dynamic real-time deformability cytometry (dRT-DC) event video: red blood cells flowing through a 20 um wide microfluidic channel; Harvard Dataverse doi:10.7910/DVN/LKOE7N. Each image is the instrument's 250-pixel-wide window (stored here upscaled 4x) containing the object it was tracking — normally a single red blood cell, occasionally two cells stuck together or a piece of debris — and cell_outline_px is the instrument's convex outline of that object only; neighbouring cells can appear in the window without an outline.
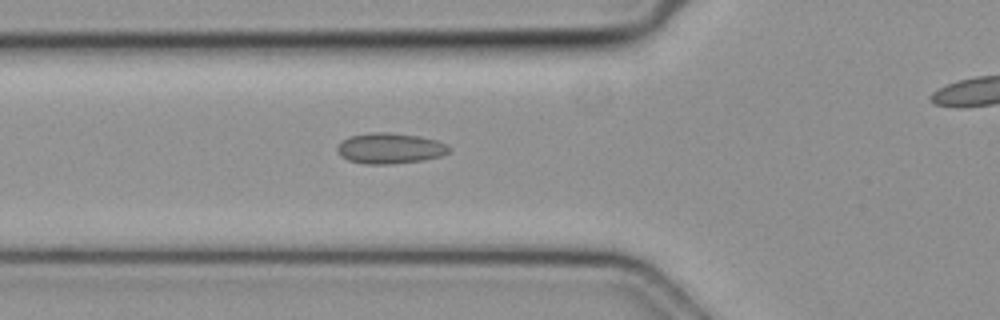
{"species": "common noctule bat (a hibernating species)", "species_latin": "Nyctalus noctula", "temperature_condition": "cold", "stored_images_in_passage": 27, "camera_frame_rate_fps": 3000, "um_per_image_px": 0.085, "animal": {"sex": "female", "body_mass_g": 19.3, "forearm_length_mm": 54.1}, "frame": {"image": 1, "passage_image": 2, "time_ms": 0.333, "image_size_px": [1000, 320], "cell_outline_px": [[452, 148], [448, 152], [440, 156], [420, 160], [392, 164], [364, 164], [348, 160], [340, 156], [336, 148], [340, 140], [348, 136], [372, 132], [388, 132], [420, 136], [436, 140], [448, 144]], "centroid_in_image_um": [33.11, 12.59], "position_along_channel_um": 92.7, "area_um2": 20.17}}
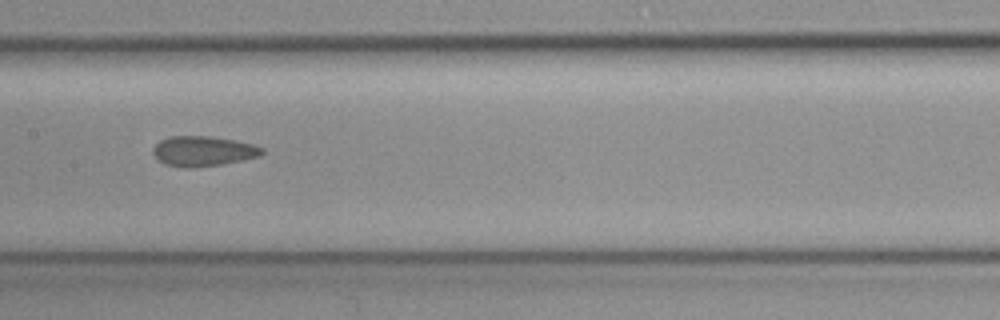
{"frame": {"image": 2, "passage_image": 9, "time_ms": 2.667, "image_size_px": [1000, 320], "cell_outline_px": [[264, 152], [260, 156], [220, 164], [192, 168], [164, 164], [152, 152], [152, 148], [160, 140], [168, 136], [208, 136], [236, 140], [252, 144], [264, 148]], "centroid_in_image_um": [17.26, 12.83], "position_along_channel_um": 190.1, "area_um2": 18.96}}
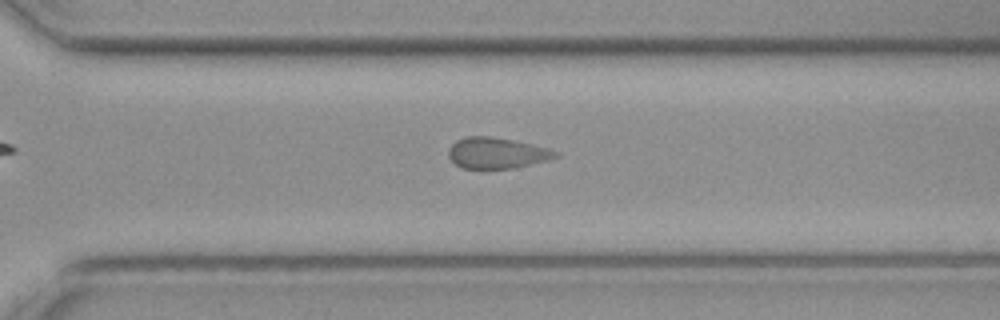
{"frame": {"image": 3, "passage_image": 19, "time_ms": 6.0, "image_size_px": [1000, 320], "cell_outline_px": [[560, 156], [552, 160], [512, 168], [460, 168], [448, 156], [448, 148], [456, 140], [468, 136], [488, 136], [512, 140], [532, 144], [556, 152]], "centroid_in_image_um": [42.21, 13.01], "position_along_channel_um": 328.4, "area_um2": 19.19}}